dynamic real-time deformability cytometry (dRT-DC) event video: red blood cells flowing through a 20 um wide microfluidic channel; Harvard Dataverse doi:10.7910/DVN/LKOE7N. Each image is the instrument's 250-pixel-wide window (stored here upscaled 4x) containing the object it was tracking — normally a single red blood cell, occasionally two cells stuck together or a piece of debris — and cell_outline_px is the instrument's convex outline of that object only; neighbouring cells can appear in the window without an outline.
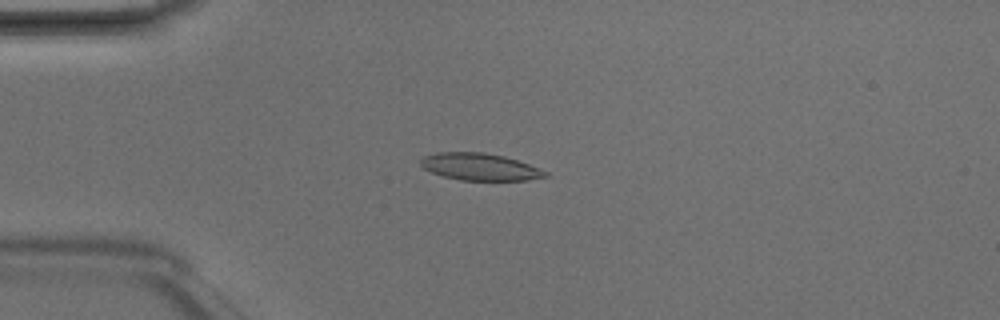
{"species": "Egyptian fruit bat (a non-hibernating species)", "species_latin": "Rousettus aegyptiacus", "temperature_condition": "room temperature", "stored_images_in_passage": 4, "camera_frame_rate_fps": 3000, "um_per_image_px": 0.085, "animal": {"sex": "male"}, "frame": {"image": 1, "passage_image": 4, "time_ms": 1.0, "image_size_px": [1000, 320], "cell_outline_px": [[552, 176], [528, 180], [460, 180], [444, 176], [432, 172], [424, 168], [420, 164], [420, 160], [424, 156], [436, 152], [484, 152], [504, 156], [540, 168], [548, 172]], "centroid_in_image_um": [40.82, 14.18], "position_along_channel_um": 44.2, "area_um2": 19.71}}